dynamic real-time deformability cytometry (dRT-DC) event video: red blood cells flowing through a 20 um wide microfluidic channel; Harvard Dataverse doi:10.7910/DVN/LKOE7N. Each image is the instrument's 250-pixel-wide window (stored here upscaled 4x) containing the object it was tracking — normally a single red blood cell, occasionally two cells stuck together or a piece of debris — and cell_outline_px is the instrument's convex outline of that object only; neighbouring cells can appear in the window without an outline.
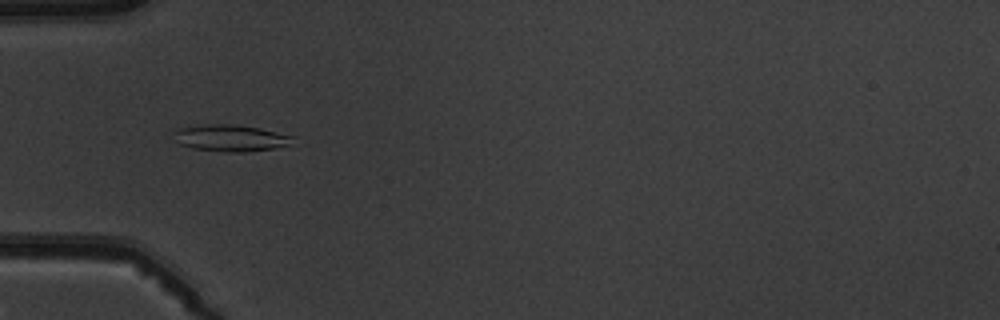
{"species": "common noctule bat (a hibernating species)", "species_latin": "Nyctalus noctula", "temperature_condition": "warm", "stored_images_in_passage": 8, "camera_frame_rate_fps": 3000, "um_per_image_px": 0.085, "animal": {"sex": "male", "body_mass_g": 19.5, "forearm_length_mm": 54.6}, "frame": {"image": 1, "passage_image": 5, "time_ms": 4.667, "image_size_px": [1000, 320], "cell_outline_px": [[296, 136], [288, 144], [276, 148], [244, 152], [228, 152], [192, 148], [180, 144], [176, 132], [176, 128], [204, 124], [236, 124], [260, 128]], "centroid_in_image_um": [19.65, 11.72], "position_along_channel_um": 65.4, "area_um2": 18.32}}
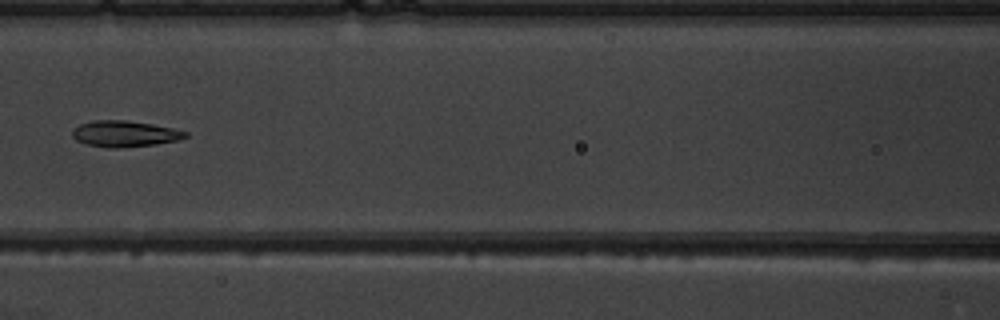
{"frame": {"image": 2, "passage_image": 7, "time_ms": 7.0, "image_size_px": [1000, 320], "cell_outline_px": [[188, 136], [176, 140], [156, 144], [116, 148], [108, 148], [88, 144], [76, 140], [72, 136], [72, 128], [80, 124], [92, 120], [124, 120], [152, 124], [172, 128], [188, 132]], "centroid_in_image_um": [10.56, 11.36], "position_along_channel_um": 156.0, "area_um2": 17.11}}
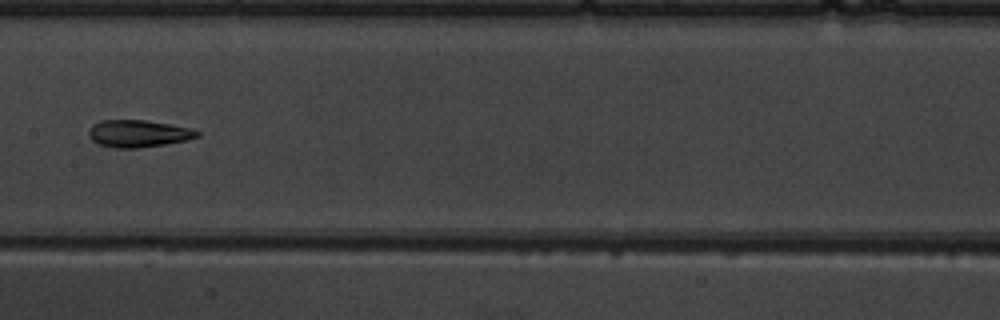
{"frame": {"image": 3, "passage_image": 8, "time_ms": 8.0, "image_size_px": [1000, 320], "cell_outline_px": [[200, 136], [188, 140], [164, 144], [136, 148], [116, 148], [100, 144], [92, 140], [88, 136], [88, 132], [92, 124], [100, 120], [148, 120], [192, 128], [200, 132]], "centroid_in_image_um": [11.77, 11.34], "position_along_channel_um": 195.6, "area_um2": 17.28}}